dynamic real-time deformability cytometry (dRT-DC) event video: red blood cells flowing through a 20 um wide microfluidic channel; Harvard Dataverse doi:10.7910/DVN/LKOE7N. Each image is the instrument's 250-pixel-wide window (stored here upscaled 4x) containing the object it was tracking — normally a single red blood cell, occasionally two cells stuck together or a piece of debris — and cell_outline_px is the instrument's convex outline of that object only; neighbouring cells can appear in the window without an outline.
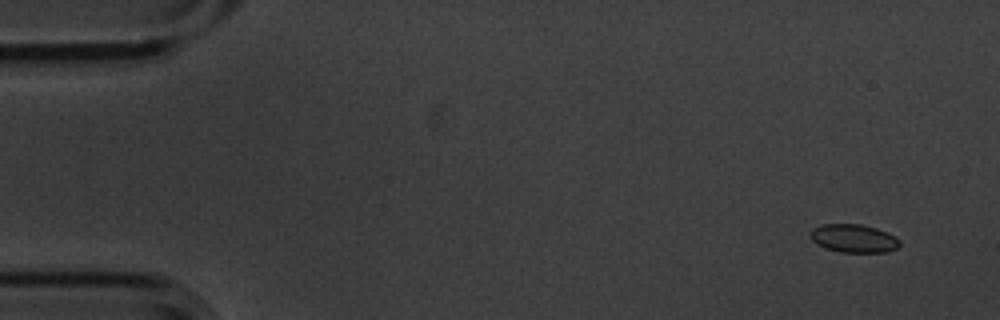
{"species": "common noctule bat (a hibernating species)", "species_latin": "Nyctalus noctula", "temperature_condition": "cold", "stored_images_in_passage": 5, "camera_frame_rate_fps": 3000, "um_per_image_px": 0.085, "animal": {"sex": "male", "body_mass_g": 20.1, "forearm_length_mm": 53.5}, "frame": {"image": 1, "passage_image": 2, "time_ms": 0.333, "image_size_px": [1000, 320], "cell_outline_px": [[900, 244], [896, 248], [888, 252], [840, 252], [824, 248], [816, 244], [808, 236], [812, 228], [820, 224], [860, 224], [876, 228], [888, 232], [900, 240]], "centroid_in_image_um": [72.52, 20.26], "position_along_channel_um": 12.5, "area_um2": 14.91}}
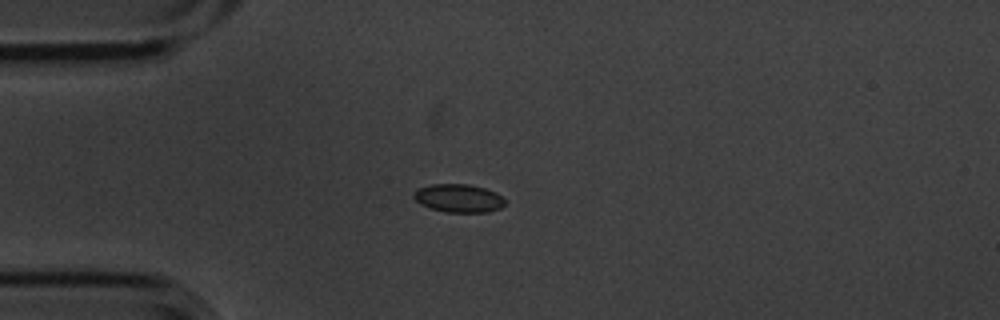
{"frame": {"image": 2, "passage_image": 5, "time_ms": 1.333, "image_size_px": [1000, 320], "cell_outline_px": [[504, 204], [500, 208], [488, 212], [444, 212], [420, 204], [412, 196], [412, 192], [416, 188], [432, 184], [468, 184], [484, 188], [496, 192], [504, 200]], "centroid_in_image_um": [38.94, 16.84], "position_along_channel_um": 46.1, "area_um2": 15.03}}